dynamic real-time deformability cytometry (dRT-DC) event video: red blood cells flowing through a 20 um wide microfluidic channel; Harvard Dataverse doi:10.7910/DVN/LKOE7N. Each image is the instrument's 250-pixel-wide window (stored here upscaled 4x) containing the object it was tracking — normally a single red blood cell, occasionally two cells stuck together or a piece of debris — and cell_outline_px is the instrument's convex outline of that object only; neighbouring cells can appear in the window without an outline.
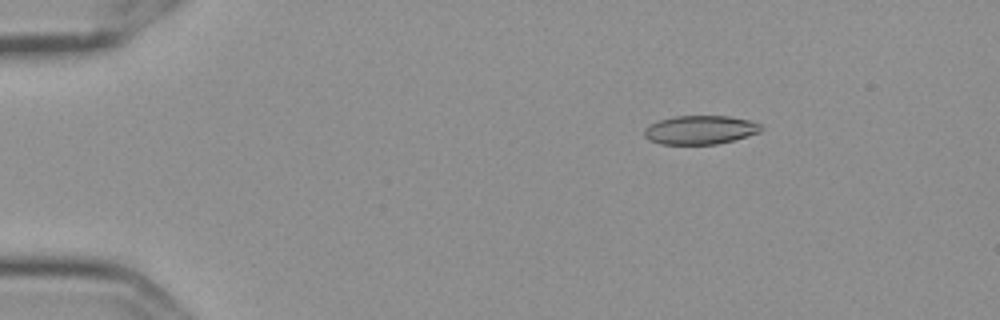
{"species": "Egyptian fruit bat (a non-hibernating species)", "species_latin": "Rousettus aegyptiacus", "temperature_condition": "cold", "stored_images_in_passage": 58, "camera_frame_rate_fps": 3000, "um_per_image_px": 0.085, "frame": {"image": 1, "passage_image": 10, "time_ms": 3.0, "image_size_px": [1000, 320], "cell_outline_px": [[764, 128], [760, 132], [732, 140], [716, 144], [660, 144], [648, 140], [644, 136], [644, 128], [660, 120], [676, 116], [728, 116], [748, 120], [760, 124]], "centroid_in_image_um": [59.5, 11.04], "position_along_channel_um": 25.5, "area_um2": 19.42}}
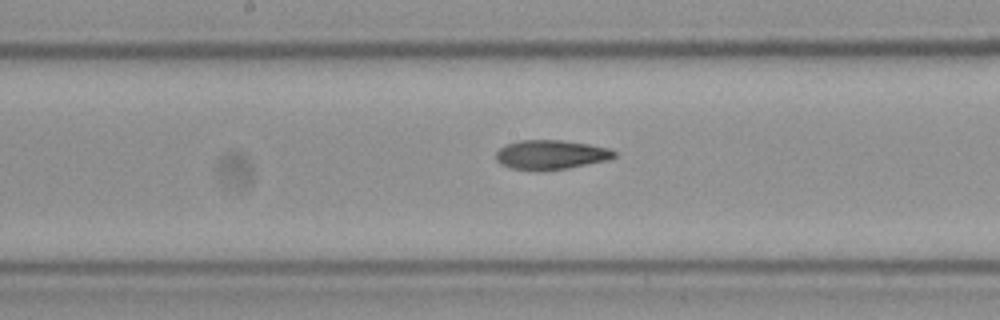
{"frame": {"image": 2, "passage_image": 31, "time_ms": 10.0, "image_size_px": [1000, 320], "cell_outline_px": [[616, 156], [608, 160], [568, 168], [536, 172], [508, 168], [500, 164], [496, 160], [496, 152], [504, 144], [520, 140], [560, 140], [588, 144], [608, 148], [616, 152]], "centroid_in_image_um": [46.77, 13.17], "position_along_channel_um": 201.4, "area_um2": 20.58}}
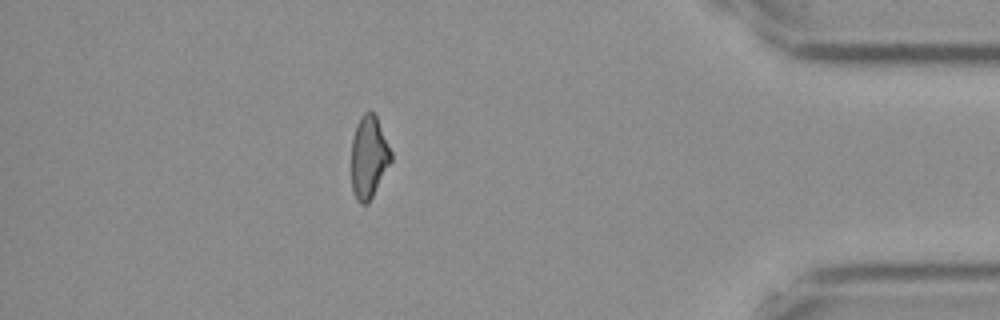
{"frame": {"image": 3, "passage_image": 51, "time_ms": 16.667, "image_size_px": [1000, 320], "cell_outline_px": [[392, 160], [368, 204], [360, 204], [356, 200], [352, 192], [352, 140], [356, 124], [360, 116], [364, 112], [372, 112], [376, 116], [392, 152]], "centroid_in_image_um": [31.34, 13.37], "position_along_channel_um": 403.9, "area_um2": 19.02}, "authors_computed_cell_mechanics": {"area_um2": 20.23, "velocity_mm_per_s": 3.6206, "shape_relaxation_time_tau1_ms": 8.2812, "shape_relaxation_time_tau2_ms": 6.6366, "deformation_change_tau1": 0.2113, "deformation_change_tau2": 0.1625}}